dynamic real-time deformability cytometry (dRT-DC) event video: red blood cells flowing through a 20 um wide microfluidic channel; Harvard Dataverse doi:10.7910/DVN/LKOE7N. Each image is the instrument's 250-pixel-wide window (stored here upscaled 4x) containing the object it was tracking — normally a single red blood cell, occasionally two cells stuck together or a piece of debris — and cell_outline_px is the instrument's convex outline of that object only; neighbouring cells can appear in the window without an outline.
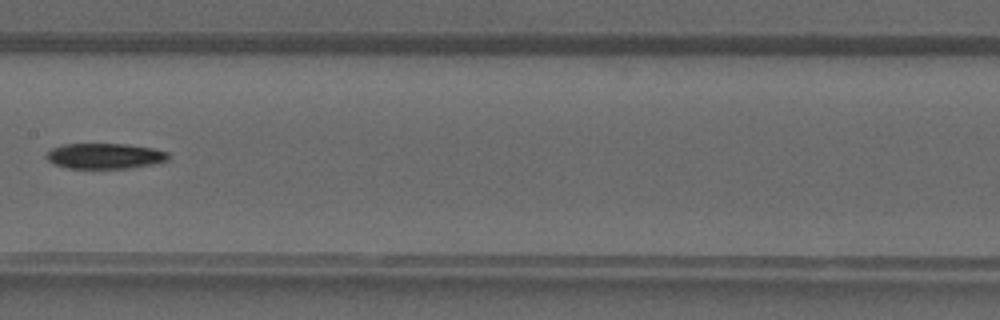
{"species": "common noctule bat (a hibernating species)", "species_latin": "Nyctalus noctula", "temperature_condition": "warm", "stored_images_in_passage": 29, "camera_frame_rate_fps": 3000, "um_per_image_px": 0.085, "animal": {"sex": "male", "forearm_length_mm": 52.5}, "frame": {"image": 1, "passage_image": 9, "time_ms": 2.667, "image_size_px": [1000, 320], "cell_outline_px": [[168, 160], [152, 164], [132, 168], [68, 168], [52, 164], [44, 156], [52, 148], [64, 144], [124, 144], [152, 148], [168, 152]], "centroid_in_image_um": [8.88, 13.26], "position_along_channel_um": 198.5, "area_um2": 18.09}}
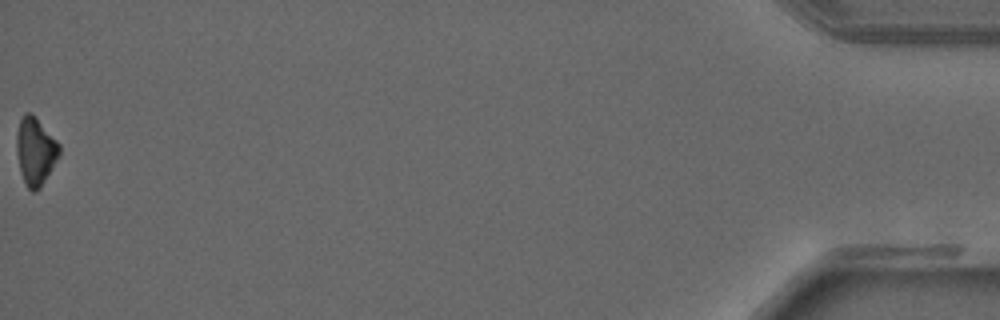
{"frame": {"image": 2, "passage_image": 29, "time_ms": 9.333, "image_size_px": [1000, 320], "cell_outline_px": [[60, 152], [40, 188], [36, 192], [32, 192], [28, 188], [20, 172], [16, 152], [16, 136], [20, 120], [24, 112], [32, 112], [36, 116], [60, 144]], "centroid_in_image_um": [2.99, 12.81], "position_along_channel_um": 432.2, "area_um2": 16.82}}